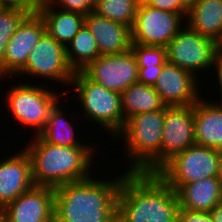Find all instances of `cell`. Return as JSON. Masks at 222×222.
I'll return each mask as SVG.
<instances>
[{
    "label": "cell",
    "instance_id": "cell-1",
    "mask_svg": "<svg viewBox=\"0 0 222 222\" xmlns=\"http://www.w3.org/2000/svg\"><path fill=\"white\" fill-rule=\"evenodd\" d=\"M88 177L54 188V222H117L122 179ZM114 179V180H113Z\"/></svg>",
    "mask_w": 222,
    "mask_h": 222
},
{
    "label": "cell",
    "instance_id": "cell-2",
    "mask_svg": "<svg viewBox=\"0 0 222 222\" xmlns=\"http://www.w3.org/2000/svg\"><path fill=\"white\" fill-rule=\"evenodd\" d=\"M176 191L156 173L128 172L122 179L117 222H177Z\"/></svg>",
    "mask_w": 222,
    "mask_h": 222
},
{
    "label": "cell",
    "instance_id": "cell-3",
    "mask_svg": "<svg viewBox=\"0 0 222 222\" xmlns=\"http://www.w3.org/2000/svg\"><path fill=\"white\" fill-rule=\"evenodd\" d=\"M30 142L24 149L31 160L35 186L55 188L90 177L93 146L53 145L35 135Z\"/></svg>",
    "mask_w": 222,
    "mask_h": 222
},
{
    "label": "cell",
    "instance_id": "cell-4",
    "mask_svg": "<svg viewBox=\"0 0 222 222\" xmlns=\"http://www.w3.org/2000/svg\"><path fill=\"white\" fill-rule=\"evenodd\" d=\"M163 124L164 110L138 113L125 120L115 140L125 139V150L131 159L128 172H142L161 153Z\"/></svg>",
    "mask_w": 222,
    "mask_h": 222
},
{
    "label": "cell",
    "instance_id": "cell-5",
    "mask_svg": "<svg viewBox=\"0 0 222 222\" xmlns=\"http://www.w3.org/2000/svg\"><path fill=\"white\" fill-rule=\"evenodd\" d=\"M70 85L75 87L76 95H79L77 99L84 109L83 117L87 116L89 121L100 124V127L115 138L125 123L121 94L90 80L82 71L74 72Z\"/></svg>",
    "mask_w": 222,
    "mask_h": 222
},
{
    "label": "cell",
    "instance_id": "cell-6",
    "mask_svg": "<svg viewBox=\"0 0 222 222\" xmlns=\"http://www.w3.org/2000/svg\"><path fill=\"white\" fill-rule=\"evenodd\" d=\"M222 150L193 144L175 154L156 174L177 191L182 185L218 177Z\"/></svg>",
    "mask_w": 222,
    "mask_h": 222
},
{
    "label": "cell",
    "instance_id": "cell-7",
    "mask_svg": "<svg viewBox=\"0 0 222 222\" xmlns=\"http://www.w3.org/2000/svg\"><path fill=\"white\" fill-rule=\"evenodd\" d=\"M14 85L11 86V89L9 88L8 94L6 93L7 109L9 108L13 119L17 120L16 122L36 130L33 135L37 136L44 129L51 110L60 98L62 99V93L59 97V93H56L55 90L52 91L47 86L44 88L37 84L34 86L30 82Z\"/></svg>",
    "mask_w": 222,
    "mask_h": 222
},
{
    "label": "cell",
    "instance_id": "cell-8",
    "mask_svg": "<svg viewBox=\"0 0 222 222\" xmlns=\"http://www.w3.org/2000/svg\"><path fill=\"white\" fill-rule=\"evenodd\" d=\"M184 26L166 46L168 62L195 76L203 69L212 70L215 54L222 46L214 39L191 29L186 23Z\"/></svg>",
    "mask_w": 222,
    "mask_h": 222
},
{
    "label": "cell",
    "instance_id": "cell-9",
    "mask_svg": "<svg viewBox=\"0 0 222 222\" xmlns=\"http://www.w3.org/2000/svg\"><path fill=\"white\" fill-rule=\"evenodd\" d=\"M161 153L142 171L156 173L175 154L195 144L194 105L166 107Z\"/></svg>",
    "mask_w": 222,
    "mask_h": 222
},
{
    "label": "cell",
    "instance_id": "cell-10",
    "mask_svg": "<svg viewBox=\"0 0 222 222\" xmlns=\"http://www.w3.org/2000/svg\"><path fill=\"white\" fill-rule=\"evenodd\" d=\"M184 18L179 13L156 9L141 1L131 28L132 44L166 47L183 28Z\"/></svg>",
    "mask_w": 222,
    "mask_h": 222
},
{
    "label": "cell",
    "instance_id": "cell-11",
    "mask_svg": "<svg viewBox=\"0 0 222 222\" xmlns=\"http://www.w3.org/2000/svg\"><path fill=\"white\" fill-rule=\"evenodd\" d=\"M30 75L36 79L53 80L66 86L70 85L74 71L66 59V48L45 32L34 48L31 50L25 67L18 75Z\"/></svg>",
    "mask_w": 222,
    "mask_h": 222
},
{
    "label": "cell",
    "instance_id": "cell-12",
    "mask_svg": "<svg viewBox=\"0 0 222 222\" xmlns=\"http://www.w3.org/2000/svg\"><path fill=\"white\" fill-rule=\"evenodd\" d=\"M138 71L131 49L121 54L99 56L82 70L90 80L120 94L138 82Z\"/></svg>",
    "mask_w": 222,
    "mask_h": 222
},
{
    "label": "cell",
    "instance_id": "cell-13",
    "mask_svg": "<svg viewBox=\"0 0 222 222\" xmlns=\"http://www.w3.org/2000/svg\"><path fill=\"white\" fill-rule=\"evenodd\" d=\"M196 77L193 73L167 61L153 88L167 107L194 105L203 97L199 96L202 89L199 91V81Z\"/></svg>",
    "mask_w": 222,
    "mask_h": 222
},
{
    "label": "cell",
    "instance_id": "cell-14",
    "mask_svg": "<svg viewBox=\"0 0 222 222\" xmlns=\"http://www.w3.org/2000/svg\"><path fill=\"white\" fill-rule=\"evenodd\" d=\"M45 32L46 26L39 13L29 14L23 20L7 43L3 59V78L17 76L25 67L31 50Z\"/></svg>",
    "mask_w": 222,
    "mask_h": 222
},
{
    "label": "cell",
    "instance_id": "cell-15",
    "mask_svg": "<svg viewBox=\"0 0 222 222\" xmlns=\"http://www.w3.org/2000/svg\"><path fill=\"white\" fill-rule=\"evenodd\" d=\"M54 188L34 186L4 207L5 222H54Z\"/></svg>",
    "mask_w": 222,
    "mask_h": 222
},
{
    "label": "cell",
    "instance_id": "cell-16",
    "mask_svg": "<svg viewBox=\"0 0 222 222\" xmlns=\"http://www.w3.org/2000/svg\"><path fill=\"white\" fill-rule=\"evenodd\" d=\"M14 154L0 161V206L2 207L35 186L29 155L24 149Z\"/></svg>",
    "mask_w": 222,
    "mask_h": 222
},
{
    "label": "cell",
    "instance_id": "cell-17",
    "mask_svg": "<svg viewBox=\"0 0 222 222\" xmlns=\"http://www.w3.org/2000/svg\"><path fill=\"white\" fill-rule=\"evenodd\" d=\"M85 25L94 36L100 56L121 54L131 49V28L109 20L91 11L85 16Z\"/></svg>",
    "mask_w": 222,
    "mask_h": 222
},
{
    "label": "cell",
    "instance_id": "cell-18",
    "mask_svg": "<svg viewBox=\"0 0 222 222\" xmlns=\"http://www.w3.org/2000/svg\"><path fill=\"white\" fill-rule=\"evenodd\" d=\"M194 122L195 144L222 150V103L200 98L194 104Z\"/></svg>",
    "mask_w": 222,
    "mask_h": 222
},
{
    "label": "cell",
    "instance_id": "cell-19",
    "mask_svg": "<svg viewBox=\"0 0 222 222\" xmlns=\"http://www.w3.org/2000/svg\"><path fill=\"white\" fill-rule=\"evenodd\" d=\"M38 13L44 20L46 32L65 48L85 24V15L58 9L49 0H42Z\"/></svg>",
    "mask_w": 222,
    "mask_h": 222
},
{
    "label": "cell",
    "instance_id": "cell-20",
    "mask_svg": "<svg viewBox=\"0 0 222 222\" xmlns=\"http://www.w3.org/2000/svg\"><path fill=\"white\" fill-rule=\"evenodd\" d=\"M176 193L180 208L193 211L210 212L222 201V185L218 177L184 184Z\"/></svg>",
    "mask_w": 222,
    "mask_h": 222
},
{
    "label": "cell",
    "instance_id": "cell-21",
    "mask_svg": "<svg viewBox=\"0 0 222 222\" xmlns=\"http://www.w3.org/2000/svg\"><path fill=\"white\" fill-rule=\"evenodd\" d=\"M186 24L222 46V0H197L188 10Z\"/></svg>",
    "mask_w": 222,
    "mask_h": 222
},
{
    "label": "cell",
    "instance_id": "cell-22",
    "mask_svg": "<svg viewBox=\"0 0 222 222\" xmlns=\"http://www.w3.org/2000/svg\"><path fill=\"white\" fill-rule=\"evenodd\" d=\"M124 120L138 113L165 110L166 105L151 85L135 83L121 93Z\"/></svg>",
    "mask_w": 222,
    "mask_h": 222
},
{
    "label": "cell",
    "instance_id": "cell-23",
    "mask_svg": "<svg viewBox=\"0 0 222 222\" xmlns=\"http://www.w3.org/2000/svg\"><path fill=\"white\" fill-rule=\"evenodd\" d=\"M99 56L97 42L84 24L66 47L67 62L74 72H79Z\"/></svg>",
    "mask_w": 222,
    "mask_h": 222
},
{
    "label": "cell",
    "instance_id": "cell-24",
    "mask_svg": "<svg viewBox=\"0 0 222 222\" xmlns=\"http://www.w3.org/2000/svg\"><path fill=\"white\" fill-rule=\"evenodd\" d=\"M58 102L51 110L48 121L44 129L37 135L41 140L53 145L61 146H89L75 138L74 126L66 120L64 110ZM61 108V109H60Z\"/></svg>",
    "mask_w": 222,
    "mask_h": 222
},
{
    "label": "cell",
    "instance_id": "cell-25",
    "mask_svg": "<svg viewBox=\"0 0 222 222\" xmlns=\"http://www.w3.org/2000/svg\"><path fill=\"white\" fill-rule=\"evenodd\" d=\"M141 0H101L93 12L132 28Z\"/></svg>",
    "mask_w": 222,
    "mask_h": 222
},
{
    "label": "cell",
    "instance_id": "cell-26",
    "mask_svg": "<svg viewBox=\"0 0 222 222\" xmlns=\"http://www.w3.org/2000/svg\"><path fill=\"white\" fill-rule=\"evenodd\" d=\"M29 15L22 9L3 8L0 11V78H3V59L6 46L19 25Z\"/></svg>",
    "mask_w": 222,
    "mask_h": 222
},
{
    "label": "cell",
    "instance_id": "cell-27",
    "mask_svg": "<svg viewBox=\"0 0 222 222\" xmlns=\"http://www.w3.org/2000/svg\"><path fill=\"white\" fill-rule=\"evenodd\" d=\"M131 50L135 54L138 67H153L164 65L167 59L166 47L132 44Z\"/></svg>",
    "mask_w": 222,
    "mask_h": 222
},
{
    "label": "cell",
    "instance_id": "cell-28",
    "mask_svg": "<svg viewBox=\"0 0 222 222\" xmlns=\"http://www.w3.org/2000/svg\"><path fill=\"white\" fill-rule=\"evenodd\" d=\"M53 5H57L61 10L71 11L87 15L93 9L89 6L88 0H49Z\"/></svg>",
    "mask_w": 222,
    "mask_h": 222
},
{
    "label": "cell",
    "instance_id": "cell-29",
    "mask_svg": "<svg viewBox=\"0 0 222 222\" xmlns=\"http://www.w3.org/2000/svg\"><path fill=\"white\" fill-rule=\"evenodd\" d=\"M4 8L22 9L29 14L38 13L42 0H0Z\"/></svg>",
    "mask_w": 222,
    "mask_h": 222
},
{
    "label": "cell",
    "instance_id": "cell-30",
    "mask_svg": "<svg viewBox=\"0 0 222 222\" xmlns=\"http://www.w3.org/2000/svg\"><path fill=\"white\" fill-rule=\"evenodd\" d=\"M144 2L156 9L179 13L187 18L188 11L180 4L179 0H144Z\"/></svg>",
    "mask_w": 222,
    "mask_h": 222
},
{
    "label": "cell",
    "instance_id": "cell-31",
    "mask_svg": "<svg viewBox=\"0 0 222 222\" xmlns=\"http://www.w3.org/2000/svg\"><path fill=\"white\" fill-rule=\"evenodd\" d=\"M177 222H213L207 211H193L179 207Z\"/></svg>",
    "mask_w": 222,
    "mask_h": 222
},
{
    "label": "cell",
    "instance_id": "cell-32",
    "mask_svg": "<svg viewBox=\"0 0 222 222\" xmlns=\"http://www.w3.org/2000/svg\"><path fill=\"white\" fill-rule=\"evenodd\" d=\"M162 67L163 65H155L153 67H138V82L154 86L158 76L161 73Z\"/></svg>",
    "mask_w": 222,
    "mask_h": 222
},
{
    "label": "cell",
    "instance_id": "cell-33",
    "mask_svg": "<svg viewBox=\"0 0 222 222\" xmlns=\"http://www.w3.org/2000/svg\"><path fill=\"white\" fill-rule=\"evenodd\" d=\"M216 68V69H214ZM212 69L215 71L217 74V84L220 89V101L222 103V48L215 54L214 60H213V65ZM219 82V83H218Z\"/></svg>",
    "mask_w": 222,
    "mask_h": 222
},
{
    "label": "cell",
    "instance_id": "cell-34",
    "mask_svg": "<svg viewBox=\"0 0 222 222\" xmlns=\"http://www.w3.org/2000/svg\"><path fill=\"white\" fill-rule=\"evenodd\" d=\"M209 213L213 222H222V201L219 202Z\"/></svg>",
    "mask_w": 222,
    "mask_h": 222
},
{
    "label": "cell",
    "instance_id": "cell-35",
    "mask_svg": "<svg viewBox=\"0 0 222 222\" xmlns=\"http://www.w3.org/2000/svg\"><path fill=\"white\" fill-rule=\"evenodd\" d=\"M180 4L188 11L197 0H179Z\"/></svg>",
    "mask_w": 222,
    "mask_h": 222
},
{
    "label": "cell",
    "instance_id": "cell-36",
    "mask_svg": "<svg viewBox=\"0 0 222 222\" xmlns=\"http://www.w3.org/2000/svg\"><path fill=\"white\" fill-rule=\"evenodd\" d=\"M0 222H5V211L2 206H0Z\"/></svg>",
    "mask_w": 222,
    "mask_h": 222
},
{
    "label": "cell",
    "instance_id": "cell-37",
    "mask_svg": "<svg viewBox=\"0 0 222 222\" xmlns=\"http://www.w3.org/2000/svg\"><path fill=\"white\" fill-rule=\"evenodd\" d=\"M101 0H88L89 6L94 9V7L100 2Z\"/></svg>",
    "mask_w": 222,
    "mask_h": 222
},
{
    "label": "cell",
    "instance_id": "cell-38",
    "mask_svg": "<svg viewBox=\"0 0 222 222\" xmlns=\"http://www.w3.org/2000/svg\"><path fill=\"white\" fill-rule=\"evenodd\" d=\"M218 179L220 180L221 185H222V159L220 161Z\"/></svg>",
    "mask_w": 222,
    "mask_h": 222
},
{
    "label": "cell",
    "instance_id": "cell-39",
    "mask_svg": "<svg viewBox=\"0 0 222 222\" xmlns=\"http://www.w3.org/2000/svg\"><path fill=\"white\" fill-rule=\"evenodd\" d=\"M4 7L1 5V3H0V11L3 9Z\"/></svg>",
    "mask_w": 222,
    "mask_h": 222
}]
</instances>
